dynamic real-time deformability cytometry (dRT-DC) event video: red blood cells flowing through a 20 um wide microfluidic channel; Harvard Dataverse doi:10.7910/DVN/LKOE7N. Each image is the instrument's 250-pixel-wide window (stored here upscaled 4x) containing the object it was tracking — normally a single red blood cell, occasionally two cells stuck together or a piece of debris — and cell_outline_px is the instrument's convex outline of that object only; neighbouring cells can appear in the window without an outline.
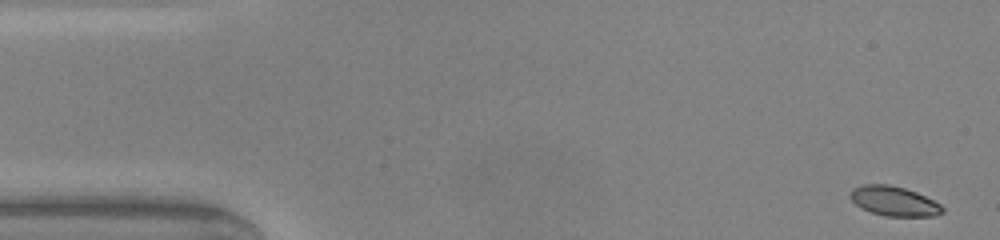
{"species": "common noctule bat (a hibernating species)", "species_latin": "Nyctalus noctula", "temperature_condition": "warm", "stored_images_in_passage": 48, "camera_frame_rate_fps": 3000, "um_per_image_px": 0.085, "animal": {"sex": "male", "body_mass_g": 20.0, "forearm_length_mm": 53.3}, "frame": {"image": 1, "passage_image": 1, "time_ms": 0.0, "image_size_px": [1000, 240], "cell_outline_px": [[944, 212], [936, 216], [884, 216], [860, 208], [848, 196], [852, 188], [864, 184], [888, 184], [904, 188], [916, 192], [940, 204], [944, 208]], "centroid_in_image_um": [75.97, 17.1], "position_along_channel_um": 9.0, "area_um2": 15.95}}
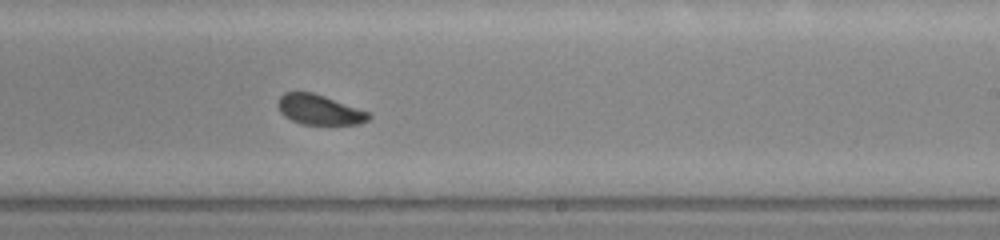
{"frame": {"image": 2, "passage_image": 28, "time_ms": 9.0, "image_size_px": [1000, 240], "cell_outline_px": [[372, 116], [368, 120], [360, 124], [304, 124], [292, 120], [284, 116], [280, 112], [276, 104], [280, 96], [284, 92], [312, 92], [324, 96], [368, 112]], "centroid_in_image_um": [27.11, 9.32], "position_along_channel_um": 261.9, "area_um2": 15.72}}
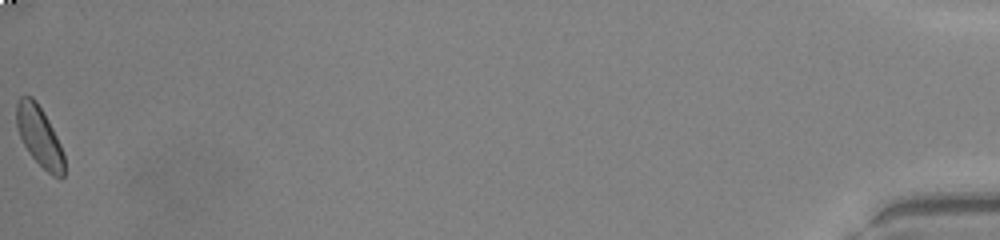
{"frame": {"image": 3, "passage_image": 48, "time_ms": 15.667, "image_size_px": [1000, 240], "cell_outline_px": [[64, 176], [52, 176], [28, 152], [20, 136], [16, 124], [16, 104], [20, 96], [32, 96], [36, 100], [48, 120], [60, 144], [64, 156]], "centroid_in_image_um": [3.33, 11.56], "position_along_channel_um": 431.9, "area_um2": 16.42}, "authors_computed_cell_mechanics": {"area_um2": 16.5308, "velocity_mm_per_s": 4.1612, "shape_relaxation_time_tau1_ms": 1.747, "shape_relaxation_time_tau2_ms": 5.5878, "deformation_change_tau1": 0.0887, "deformation_change_tau2": 0.1232}}